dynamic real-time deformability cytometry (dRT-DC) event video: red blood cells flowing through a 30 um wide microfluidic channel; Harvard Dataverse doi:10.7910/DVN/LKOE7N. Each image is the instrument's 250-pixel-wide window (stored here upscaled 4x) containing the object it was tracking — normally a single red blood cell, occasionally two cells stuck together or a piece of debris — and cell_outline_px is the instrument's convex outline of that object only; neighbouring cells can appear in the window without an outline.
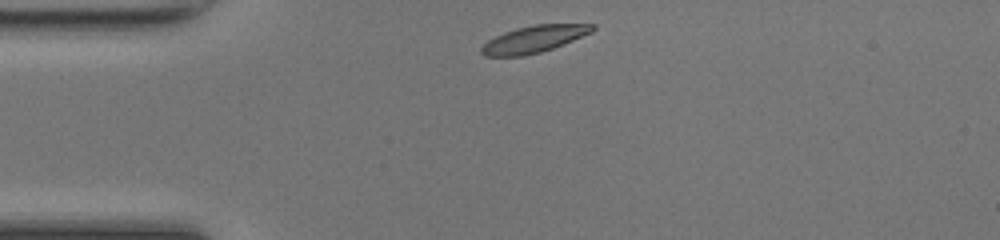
{"species": "common noctule bat (a hibernating species)", "species_latin": "Nyctalus noctula", "temperature_condition": "room temperature", "stored_images_in_passage": 33, "camera_frame_rate_fps": 3000, "um_per_image_px": 0.085, "animal": {"sex": "female", "body_mass_g": 17.0, "forearm_length_mm": 48.0}, "frame": {"image": 1, "passage_image": 1, "time_ms": 0.0, "image_size_px": [1000, 240], "cell_outline_px": [[596, 28], [592, 32], [552, 48], [540, 52], [520, 56], [484, 56], [480, 52], [480, 48], [488, 40], [504, 32], [516, 28], [536, 24], [596, 24]], "centroid_in_image_um": [45.37, 3.32], "position_along_channel_um": 39.6, "area_um2": 17.22}}
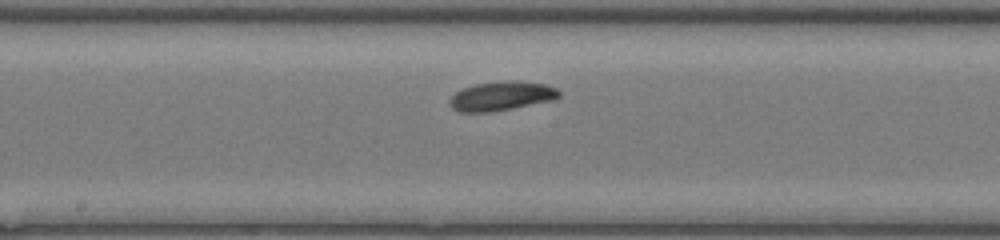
{"frame": {"image": 2, "passage_image": 15, "time_ms": 4.667, "image_size_px": [1000, 240], "cell_outline_px": [[560, 96], [552, 100], [512, 108], [488, 112], [460, 112], [452, 108], [448, 100], [456, 92], [464, 88], [476, 84], [516, 80], [544, 84], [556, 88], [560, 92]], "centroid_in_image_um": [42.62, 8.16], "position_along_channel_um": 205.6, "area_um2": 18.26}}
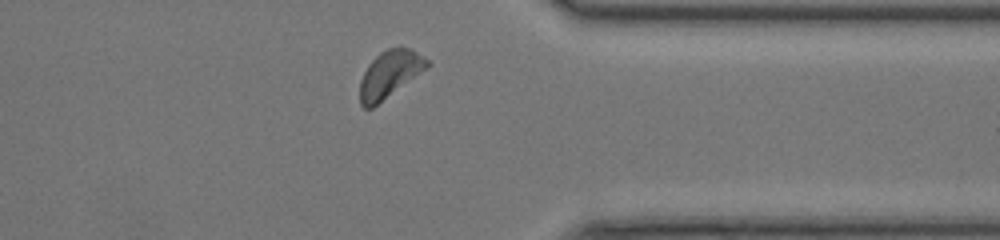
{"frame": {"image": 3, "passage_image": 28, "time_ms": 9.0, "image_size_px": [1000, 240], "cell_outline_px": [[432, 64], [428, 68], [372, 108], [364, 108], [360, 104], [360, 80], [368, 64], [380, 52], [388, 48], [400, 44], [412, 48], [428, 60]], "centroid_in_image_um": [33.15, 6.26], "position_along_channel_um": 378.2, "area_um2": 18.73}, "authors_computed_cell_mechanics": {"area_um2": 17.8024, "velocity_mm_per_s": 4.1828, "shape_relaxation_time_tau1_ms": 1.5061, "shape_relaxation_time_tau2_ms": 4.7534, "deformation_change_tau1": 0.0889, "deformation_change_tau2": 0.089}}